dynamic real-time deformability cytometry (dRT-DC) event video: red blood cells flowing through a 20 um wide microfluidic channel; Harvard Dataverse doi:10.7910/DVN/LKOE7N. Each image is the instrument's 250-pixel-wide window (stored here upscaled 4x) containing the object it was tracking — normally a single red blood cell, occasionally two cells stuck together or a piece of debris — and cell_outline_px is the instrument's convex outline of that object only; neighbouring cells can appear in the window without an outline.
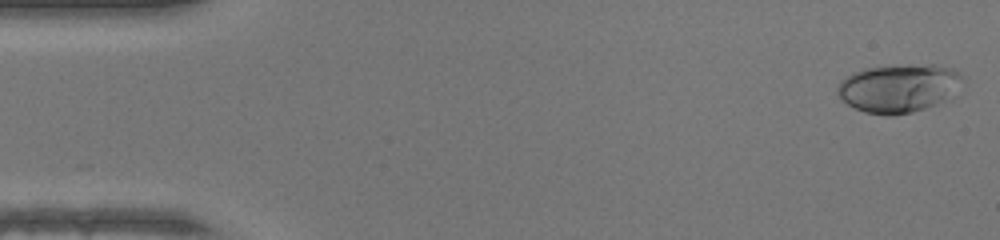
{"species": "human", "species_latin": "Homo sapiens", "temperature_condition": "warm", "stored_images_in_passage": 47, "camera_frame_rate_fps": 3000, "um_per_image_px": 0.085, "donor": {"sex": "female"}, "frame": {"image": 1, "passage_image": 1, "time_ms": 0.0, "image_size_px": [1000, 240], "cell_outline_px": [[964, 76], [944, 100], [936, 104], [912, 112], [892, 116], [888, 116], [864, 112], [848, 104], [836, 92], [836, 88], [840, 80], [864, 68], [908, 64], [936, 64], [952, 68]], "centroid_in_image_um": [76.34, 7.48], "position_along_channel_um": 8.7, "area_um2": 34.85}}
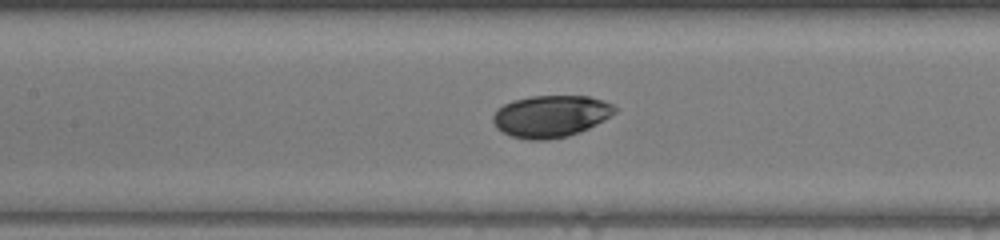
{"frame": {"image": 2, "passage_image": 21, "time_ms": 6.667, "image_size_px": [1000, 240], "cell_outline_px": [[620, 108], [616, 112], [604, 120], [580, 132], [568, 136], [548, 140], [528, 140], [512, 136], [496, 128], [492, 120], [492, 116], [496, 108], [512, 100], [528, 96], [588, 96], [604, 100]], "centroid_in_image_um": [46.81, 9.87], "position_along_channel_um": 160.6, "area_um2": 30.11}}
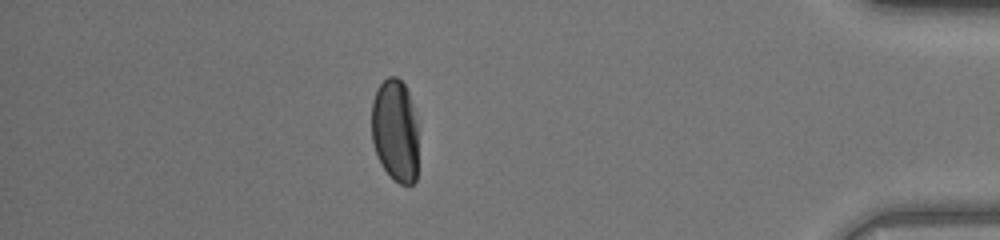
{"frame": {"image": 3, "passage_image": 41, "time_ms": 13.333, "image_size_px": [1000, 240], "cell_outline_px": [[416, 180], [412, 184], [400, 184], [384, 168], [376, 152], [372, 140], [372, 100], [376, 88], [388, 76], [396, 76], [404, 84], [408, 92], [416, 120]], "centroid_in_image_um": [33.57, 11.05], "position_along_channel_um": 401.6, "area_um2": 27.51}, "authors_computed_cell_mechanics": {"area_um2": 30.2294, "velocity_mm_per_s": 4.3245, "shape_relaxation_time_tau1_ms": 10.8332, "shape_relaxation_time_tau2_ms": null, "deformation_change_tau1": 0.3713, "deformation_change_tau2": null}}